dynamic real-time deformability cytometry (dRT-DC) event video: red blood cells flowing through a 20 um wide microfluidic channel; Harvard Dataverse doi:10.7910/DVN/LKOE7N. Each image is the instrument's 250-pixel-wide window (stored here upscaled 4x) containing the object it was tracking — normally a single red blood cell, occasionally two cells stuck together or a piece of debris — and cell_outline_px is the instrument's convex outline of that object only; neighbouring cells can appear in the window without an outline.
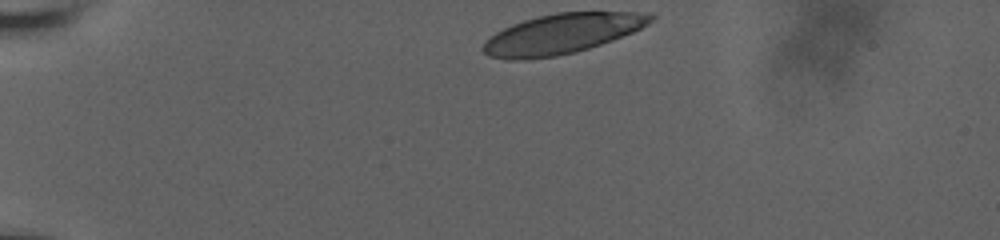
{"species": "human", "species_latin": "Homo sapiens", "temperature_condition": "room temperature", "stored_images_in_passage": 37, "camera_frame_rate_fps": 3000, "um_per_image_px": 0.085, "donor": {"sex": "male"}, "frame": {"image": 1, "passage_image": 1, "time_ms": 0.0, "image_size_px": [1000, 240], "cell_outline_px": [[656, 16], [648, 24], [632, 32], [612, 40], [576, 52], [556, 56], [524, 60], [508, 60], [488, 56], [480, 48], [496, 32], [512, 24], [524, 20], [556, 12], [652, 12]], "centroid_in_image_um": [47.77, 2.87], "position_along_channel_um": 37.2, "area_um2": 38.9}}
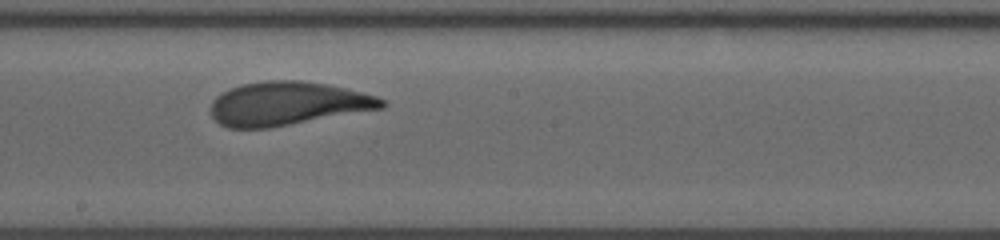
{"frame": {"image": 2, "passage_image": 22, "time_ms": 7.0, "image_size_px": [1000, 240], "cell_outline_px": [[388, 104], [384, 108], [272, 128], [228, 128], [220, 124], [212, 116], [212, 100], [216, 96], [240, 84], [264, 80], [300, 80], [328, 84], [376, 96], [388, 100]], "centroid_in_image_um": [24.48, 8.81], "position_along_channel_um": 223.7, "area_um2": 43.7}}
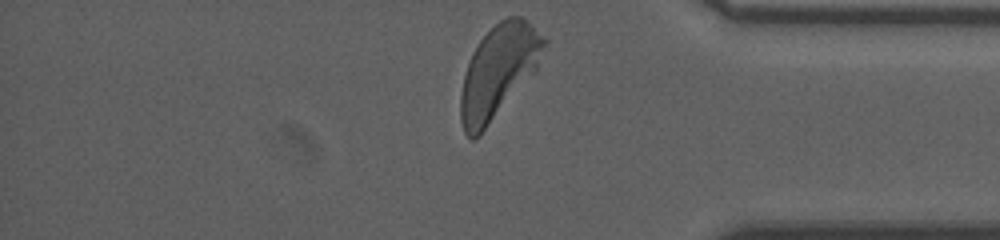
{"frame": {"image": 3, "passage_image": 37, "time_ms": 12.0, "image_size_px": [1000, 240], "cell_outline_px": [[548, 44], [536, 68], [480, 136], [472, 140], [464, 132], [460, 120], [460, 96], [464, 76], [472, 52], [480, 40], [500, 20], [508, 16], [520, 16], [548, 40]], "centroid_in_image_um": [42.35, 6.09], "position_along_channel_um": 392.9, "area_um2": 44.33}, "authors_computed_cell_mechanics": {"area_um2": 42.9454, "velocity_mm_per_s": 3.6488, "shape_relaxation_time_tau1_ms": 3.2136, "shape_relaxation_time_tau2_ms": 1.0029, "deformation_change_tau1": 0.153, "deformation_change_tau2": 0.0787}}